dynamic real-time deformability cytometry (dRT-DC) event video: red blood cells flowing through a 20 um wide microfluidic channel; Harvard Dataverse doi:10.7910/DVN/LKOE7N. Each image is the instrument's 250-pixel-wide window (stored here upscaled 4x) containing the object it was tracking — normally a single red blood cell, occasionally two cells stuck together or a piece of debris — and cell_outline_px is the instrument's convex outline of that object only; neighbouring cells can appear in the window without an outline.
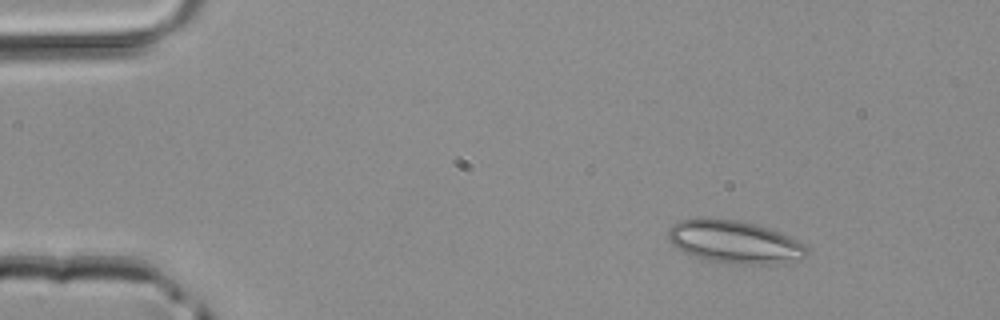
{"species": "common noctule bat (a hibernating species)", "species_latin": "Nyctalus noctula", "temperature_condition": "room temperature", "stored_images_in_passage": 3, "camera_frame_rate_fps": 3000, "um_per_image_px": 0.085, "animal": {"sex": "male", "body_mass_g": 20.4}, "frame": {"image": 1, "passage_image": 1, "time_ms": 0.0, "image_size_px": [1000, 320], "cell_outline_px": [[808, 252], [804, 256], [772, 264], [732, 264], [692, 256], [684, 252], [672, 244], [668, 240], [668, 228], [672, 224], [680, 220], [696, 216], [708, 216], [736, 220], [756, 224], [780, 232], [804, 244]], "centroid_in_image_um": [62.33, 20.52], "position_along_channel_um": 22.7, "area_um2": 34.62}}